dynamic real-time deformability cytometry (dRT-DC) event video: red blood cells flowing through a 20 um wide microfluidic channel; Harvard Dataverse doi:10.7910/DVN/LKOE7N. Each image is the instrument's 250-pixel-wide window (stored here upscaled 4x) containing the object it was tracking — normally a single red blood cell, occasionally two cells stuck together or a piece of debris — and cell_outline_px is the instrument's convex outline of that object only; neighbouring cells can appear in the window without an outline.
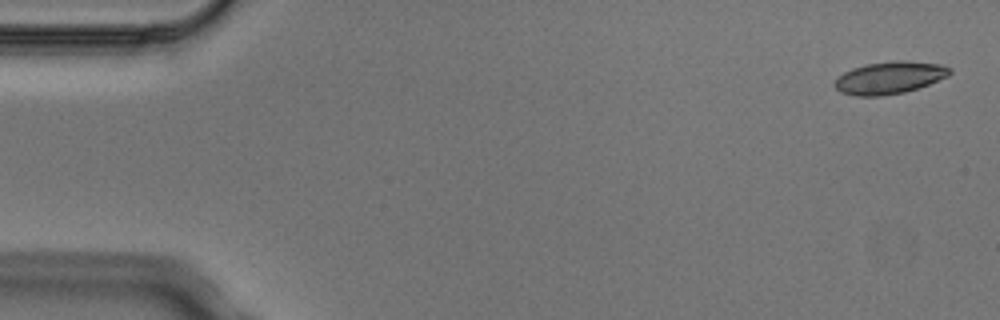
{"species": "Egyptian fruit bat (a non-hibernating species)", "species_latin": "Rousettus aegyptiacus", "temperature_condition": "cold", "stored_images_in_passage": 6, "camera_frame_rate_fps": 3000, "um_per_image_px": 0.085, "animal": {"sex": "male"}, "frame": {"image": 1, "passage_image": 1, "time_ms": 0.0, "image_size_px": [1000, 320], "cell_outline_px": [[952, 72], [948, 76], [928, 84], [904, 92], [880, 96], [856, 96], [840, 92], [832, 84], [844, 72], [852, 68], [868, 64], [896, 60], [904, 60], [940, 64], [952, 68]], "centroid_in_image_um": [75.61, 6.6], "position_along_channel_um": 9.4, "area_um2": 21.56}}
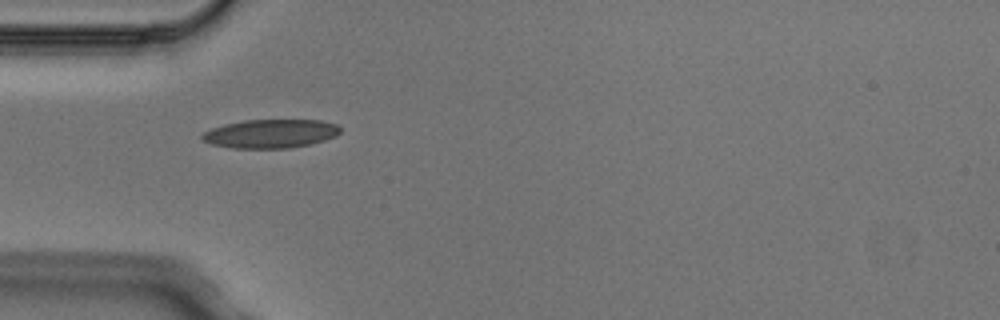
{"frame": {"image": 2, "passage_image": 5, "time_ms": 1.333, "image_size_px": [1000, 320], "cell_outline_px": [[340, 132], [336, 136], [312, 144], [288, 148], [232, 148], [212, 144], [204, 140], [200, 136], [204, 132], [212, 128], [224, 124], [244, 120], [320, 120], [336, 124], [340, 128]], "centroid_in_image_um": [23.01, 11.36], "position_along_channel_um": 62.0, "area_um2": 23.06}}
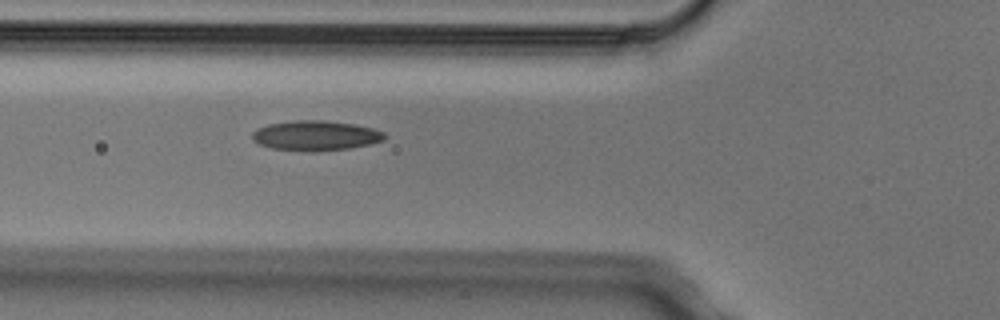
{"frame": {"image": 3, "passage_image": 6, "time_ms": 1.667, "image_size_px": [1000, 320], "cell_outline_px": [[384, 140], [372, 144], [348, 148], [312, 152], [272, 148], [260, 144], [252, 140], [252, 132], [256, 128], [268, 124], [292, 120], [324, 120], [352, 124], [372, 128], [384, 132]], "centroid_in_image_um": [26.8, 11.52], "position_along_channel_um": 99.0, "area_um2": 23.12}}